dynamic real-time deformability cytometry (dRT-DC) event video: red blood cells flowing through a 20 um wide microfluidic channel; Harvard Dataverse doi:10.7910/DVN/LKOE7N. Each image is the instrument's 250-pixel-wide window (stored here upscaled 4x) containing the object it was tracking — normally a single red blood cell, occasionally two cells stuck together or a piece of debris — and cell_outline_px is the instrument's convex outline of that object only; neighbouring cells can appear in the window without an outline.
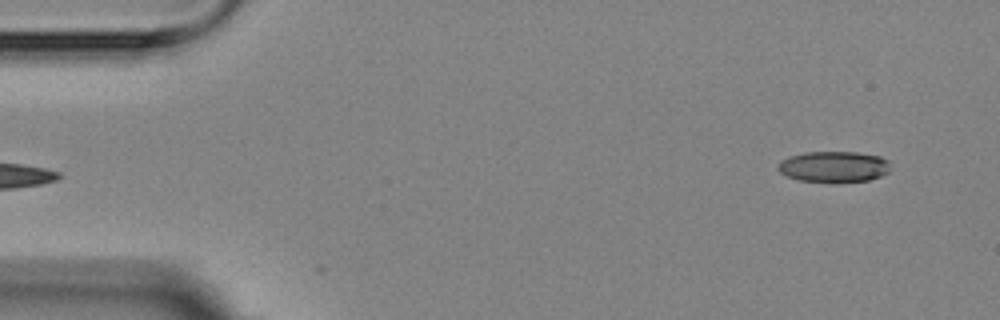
{"species": "Egyptian fruit bat (a non-hibernating species)", "species_latin": "Rousettus aegyptiacus", "temperature_condition": "room temperature", "stored_images_in_passage": 5, "camera_frame_rate_fps": 3000, "um_per_image_px": 0.085, "animal": {"sex": "female"}, "frame": {"image": 1, "passage_image": 5, "time_ms": 4.667, "image_size_px": [1000, 320], "cell_outline_px": [[888, 172], [880, 176], [868, 180], [800, 180], [788, 176], [780, 172], [776, 168], [780, 160], [788, 156], [804, 152], [856, 152], [880, 156], [888, 160]], "centroid_in_image_um": [70.83, 14.12], "position_along_channel_um": 14.2, "area_um2": 19.71}}